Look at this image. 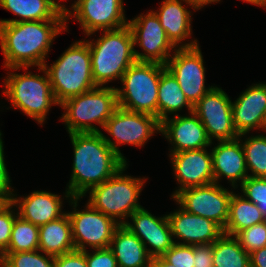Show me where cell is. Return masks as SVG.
I'll list each match as a JSON object with an SVG mask.
<instances>
[{"mask_svg":"<svg viewBox=\"0 0 266 267\" xmlns=\"http://www.w3.org/2000/svg\"><path fill=\"white\" fill-rule=\"evenodd\" d=\"M66 20H41L0 24V47L4 67L10 71L43 67L52 43Z\"/></svg>","mask_w":266,"mask_h":267,"instance_id":"6da1fadb","label":"cell"},{"mask_svg":"<svg viewBox=\"0 0 266 267\" xmlns=\"http://www.w3.org/2000/svg\"><path fill=\"white\" fill-rule=\"evenodd\" d=\"M73 146L72 174L65 196L84 197L113 176L126 162L105 142L102 132L69 134Z\"/></svg>","mask_w":266,"mask_h":267,"instance_id":"7a4b0ae2","label":"cell"},{"mask_svg":"<svg viewBox=\"0 0 266 267\" xmlns=\"http://www.w3.org/2000/svg\"><path fill=\"white\" fill-rule=\"evenodd\" d=\"M43 68L59 105L97 87L92 76L91 54L86 40L73 42L53 64L48 66L45 63Z\"/></svg>","mask_w":266,"mask_h":267,"instance_id":"3957f363","label":"cell"},{"mask_svg":"<svg viewBox=\"0 0 266 267\" xmlns=\"http://www.w3.org/2000/svg\"><path fill=\"white\" fill-rule=\"evenodd\" d=\"M96 41L86 40L91 54L92 76L96 86L121 80L126 70L136 61L130 27L102 31Z\"/></svg>","mask_w":266,"mask_h":267,"instance_id":"277c9868","label":"cell"},{"mask_svg":"<svg viewBox=\"0 0 266 267\" xmlns=\"http://www.w3.org/2000/svg\"><path fill=\"white\" fill-rule=\"evenodd\" d=\"M59 106L64 109L60 120L65 123L68 134L102 132L96 124L103 128L118 108L116 89L97 86L65 100Z\"/></svg>","mask_w":266,"mask_h":267,"instance_id":"5b68a950","label":"cell"},{"mask_svg":"<svg viewBox=\"0 0 266 267\" xmlns=\"http://www.w3.org/2000/svg\"><path fill=\"white\" fill-rule=\"evenodd\" d=\"M127 165L126 163L108 180L88 191V203L119 225L124 224L128 217L143 207L138 199L146 179L123 174Z\"/></svg>","mask_w":266,"mask_h":267,"instance_id":"8992f818","label":"cell"},{"mask_svg":"<svg viewBox=\"0 0 266 267\" xmlns=\"http://www.w3.org/2000/svg\"><path fill=\"white\" fill-rule=\"evenodd\" d=\"M165 65L135 61L121 78L122 87L115 88L118 107L158 118V86Z\"/></svg>","mask_w":266,"mask_h":267,"instance_id":"52a82bcc","label":"cell"},{"mask_svg":"<svg viewBox=\"0 0 266 267\" xmlns=\"http://www.w3.org/2000/svg\"><path fill=\"white\" fill-rule=\"evenodd\" d=\"M38 70L44 75L26 71L24 74L7 73L4 80V96L12 106L20 109L40 125L46 120L51 106L58 105L55 100L48 74L43 67Z\"/></svg>","mask_w":266,"mask_h":267,"instance_id":"ba28073f","label":"cell"},{"mask_svg":"<svg viewBox=\"0 0 266 267\" xmlns=\"http://www.w3.org/2000/svg\"><path fill=\"white\" fill-rule=\"evenodd\" d=\"M82 197H71L69 203L73 207L67 212L72 225V238L76 250L86 251L109 248L113 234L119 224L109 216L93 208L88 202L85 209L78 210V201ZM88 245V246H87Z\"/></svg>","mask_w":266,"mask_h":267,"instance_id":"9c48e42d","label":"cell"},{"mask_svg":"<svg viewBox=\"0 0 266 267\" xmlns=\"http://www.w3.org/2000/svg\"><path fill=\"white\" fill-rule=\"evenodd\" d=\"M103 129L114 139L103 134L105 142L126 163V157L121 153L119 145L143 147L156 132H161V122L158 118L144 113L132 112L118 107L107 120Z\"/></svg>","mask_w":266,"mask_h":267,"instance_id":"30bf717a","label":"cell"},{"mask_svg":"<svg viewBox=\"0 0 266 267\" xmlns=\"http://www.w3.org/2000/svg\"><path fill=\"white\" fill-rule=\"evenodd\" d=\"M128 26L133 35L136 61L166 65L171 57V51L173 52L177 48L168 39L166 31L161 26L160 20L154 11L149 10L144 15L141 13L128 20ZM137 44L144 53L135 49Z\"/></svg>","mask_w":266,"mask_h":267,"instance_id":"8fae6325","label":"cell"},{"mask_svg":"<svg viewBox=\"0 0 266 267\" xmlns=\"http://www.w3.org/2000/svg\"><path fill=\"white\" fill-rule=\"evenodd\" d=\"M232 194L233 191L212 183L183 189L172 199L186 212L210 219L224 230Z\"/></svg>","mask_w":266,"mask_h":267,"instance_id":"7c38bea8","label":"cell"},{"mask_svg":"<svg viewBox=\"0 0 266 267\" xmlns=\"http://www.w3.org/2000/svg\"><path fill=\"white\" fill-rule=\"evenodd\" d=\"M71 10L65 13L67 32V21L74 17L84 34L90 37L97 31L115 30L128 25L123 0H75Z\"/></svg>","mask_w":266,"mask_h":267,"instance_id":"4fadbf2b","label":"cell"},{"mask_svg":"<svg viewBox=\"0 0 266 267\" xmlns=\"http://www.w3.org/2000/svg\"><path fill=\"white\" fill-rule=\"evenodd\" d=\"M193 112L202 122L211 142L239 138L233 125L232 100L221 87L215 86L205 94L193 105Z\"/></svg>","mask_w":266,"mask_h":267,"instance_id":"5bb4252c","label":"cell"},{"mask_svg":"<svg viewBox=\"0 0 266 267\" xmlns=\"http://www.w3.org/2000/svg\"><path fill=\"white\" fill-rule=\"evenodd\" d=\"M188 101L195 105L215 86H205V67L199 45L177 48L166 63Z\"/></svg>","mask_w":266,"mask_h":267,"instance_id":"9a60e30c","label":"cell"},{"mask_svg":"<svg viewBox=\"0 0 266 267\" xmlns=\"http://www.w3.org/2000/svg\"><path fill=\"white\" fill-rule=\"evenodd\" d=\"M129 218L131 220H127L123 225L143 242L152 258L162 256L175 244L176 240L173 239L166 214L163 217H156L142 207ZM147 244L150 248H147Z\"/></svg>","mask_w":266,"mask_h":267,"instance_id":"2e32d148","label":"cell"},{"mask_svg":"<svg viewBox=\"0 0 266 267\" xmlns=\"http://www.w3.org/2000/svg\"><path fill=\"white\" fill-rule=\"evenodd\" d=\"M176 181L180 185L172 198L181 190L214 183L211 151L206 148L169 154Z\"/></svg>","mask_w":266,"mask_h":267,"instance_id":"e0dca14e","label":"cell"},{"mask_svg":"<svg viewBox=\"0 0 266 267\" xmlns=\"http://www.w3.org/2000/svg\"><path fill=\"white\" fill-rule=\"evenodd\" d=\"M188 114L190 116L178 114L161 122L160 133L173 146L170 154L211 147L213 144L198 116L194 112Z\"/></svg>","mask_w":266,"mask_h":267,"instance_id":"ac0fdd59","label":"cell"},{"mask_svg":"<svg viewBox=\"0 0 266 267\" xmlns=\"http://www.w3.org/2000/svg\"><path fill=\"white\" fill-rule=\"evenodd\" d=\"M233 125L243 137L253 129L266 132V83L249 86L232 102Z\"/></svg>","mask_w":266,"mask_h":267,"instance_id":"d6986e66","label":"cell"},{"mask_svg":"<svg viewBox=\"0 0 266 267\" xmlns=\"http://www.w3.org/2000/svg\"><path fill=\"white\" fill-rule=\"evenodd\" d=\"M175 243L183 245L213 244L223 234V229L214 221L179 209L167 214Z\"/></svg>","mask_w":266,"mask_h":267,"instance_id":"ffe728a7","label":"cell"},{"mask_svg":"<svg viewBox=\"0 0 266 267\" xmlns=\"http://www.w3.org/2000/svg\"><path fill=\"white\" fill-rule=\"evenodd\" d=\"M210 151L214 183L219 184L218 180L224 176L236 189L249 177L244 149L238 138L231 141H218Z\"/></svg>","mask_w":266,"mask_h":267,"instance_id":"44dd1931","label":"cell"},{"mask_svg":"<svg viewBox=\"0 0 266 267\" xmlns=\"http://www.w3.org/2000/svg\"><path fill=\"white\" fill-rule=\"evenodd\" d=\"M182 2L191 6L194 11L197 10L188 0H163L159 10L154 13L158 16L168 39L176 48H191L199 44L197 39L182 44L192 35V12L184 7Z\"/></svg>","mask_w":266,"mask_h":267,"instance_id":"7402d4cb","label":"cell"},{"mask_svg":"<svg viewBox=\"0 0 266 267\" xmlns=\"http://www.w3.org/2000/svg\"><path fill=\"white\" fill-rule=\"evenodd\" d=\"M11 202L18 216L40 227L63 216V201L60 195L48 191H34L25 197L13 193Z\"/></svg>","mask_w":266,"mask_h":267,"instance_id":"603a6c76","label":"cell"},{"mask_svg":"<svg viewBox=\"0 0 266 267\" xmlns=\"http://www.w3.org/2000/svg\"><path fill=\"white\" fill-rule=\"evenodd\" d=\"M109 248L118 267H150L152 257L143 242L123 224L116 228Z\"/></svg>","mask_w":266,"mask_h":267,"instance_id":"cb8c5ba5","label":"cell"},{"mask_svg":"<svg viewBox=\"0 0 266 267\" xmlns=\"http://www.w3.org/2000/svg\"><path fill=\"white\" fill-rule=\"evenodd\" d=\"M38 250L54 257L75 250L68 213L39 227Z\"/></svg>","mask_w":266,"mask_h":267,"instance_id":"d4e9b609","label":"cell"},{"mask_svg":"<svg viewBox=\"0 0 266 267\" xmlns=\"http://www.w3.org/2000/svg\"><path fill=\"white\" fill-rule=\"evenodd\" d=\"M0 6L21 18L0 19V24L41 20H66L65 14L49 0H0Z\"/></svg>","mask_w":266,"mask_h":267,"instance_id":"484cf974","label":"cell"},{"mask_svg":"<svg viewBox=\"0 0 266 267\" xmlns=\"http://www.w3.org/2000/svg\"><path fill=\"white\" fill-rule=\"evenodd\" d=\"M184 107L189 113L193 112V105L182 92L176 78L165 68L158 86V120L162 122L168 115H178Z\"/></svg>","mask_w":266,"mask_h":267,"instance_id":"4316f807","label":"cell"},{"mask_svg":"<svg viewBox=\"0 0 266 267\" xmlns=\"http://www.w3.org/2000/svg\"><path fill=\"white\" fill-rule=\"evenodd\" d=\"M258 206L236 192L232 194L229 204V216L223 232L236 236L240 231L265 221Z\"/></svg>","mask_w":266,"mask_h":267,"instance_id":"83f0119b","label":"cell"},{"mask_svg":"<svg viewBox=\"0 0 266 267\" xmlns=\"http://www.w3.org/2000/svg\"><path fill=\"white\" fill-rule=\"evenodd\" d=\"M214 267H250V254L235 236L223 234L213 243Z\"/></svg>","mask_w":266,"mask_h":267,"instance_id":"f1b7e54d","label":"cell"},{"mask_svg":"<svg viewBox=\"0 0 266 267\" xmlns=\"http://www.w3.org/2000/svg\"><path fill=\"white\" fill-rule=\"evenodd\" d=\"M39 247V227L17 216L10 243L4 252L36 251Z\"/></svg>","mask_w":266,"mask_h":267,"instance_id":"f546056e","label":"cell"},{"mask_svg":"<svg viewBox=\"0 0 266 267\" xmlns=\"http://www.w3.org/2000/svg\"><path fill=\"white\" fill-rule=\"evenodd\" d=\"M245 153L247 170H251L250 177L266 178V136L264 134L251 135L244 142L238 138Z\"/></svg>","mask_w":266,"mask_h":267,"instance_id":"4dcf8cb0","label":"cell"},{"mask_svg":"<svg viewBox=\"0 0 266 267\" xmlns=\"http://www.w3.org/2000/svg\"><path fill=\"white\" fill-rule=\"evenodd\" d=\"M55 257L40 250L3 252L0 267H54Z\"/></svg>","mask_w":266,"mask_h":267,"instance_id":"1f68e13d","label":"cell"},{"mask_svg":"<svg viewBox=\"0 0 266 267\" xmlns=\"http://www.w3.org/2000/svg\"><path fill=\"white\" fill-rule=\"evenodd\" d=\"M241 192L246 199L256 204L266 217V178L248 177L241 185Z\"/></svg>","mask_w":266,"mask_h":267,"instance_id":"d6a6232c","label":"cell"},{"mask_svg":"<svg viewBox=\"0 0 266 267\" xmlns=\"http://www.w3.org/2000/svg\"><path fill=\"white\" fill-rule=\"evenodd\" d=\"M235 237L249 254L266 247V221L240 231Z\"/></svg>","mask_w":266,"mask_h":267,"instance_id":"836d02e7","label":"cell"},{"mask_svg":"<svg viewBox=\"0 0 266 267\" xmlns=\"http://www.w3.org/2000/svg\"><path fill=\"white\" fill-rule=\"evenodd\" d=\"M13 208L15 205L11 201L0 207V255L8 248L14 221L18 216Z\"/></svg>","mask_w":266,"mask_h":267,"instance_id":"e575fe53","label":"cell"},{"mask_svg":"<svg viewBox=\"0 0 266 267\" xmlns=\"http://www.w3.org/2000/svg\"><path fill=\"white\" fill-rule=\"evenodd\" d=\"M162 257L176 267H194V245L175 243Z\"/></svg>","mask_w":266,"mask_h":267,"instance_id":"d590c367","label":"cell"},{"mask_svg":"<svg viewBox=\"0 0 266 267\" xmlns=\"http://www.w3.org/2000/svg\"><path fill=\"white\" fill-rule=\"evenodd\" d=\"M84 254L88 267H118L117 260L110 248L93 249V253L86 250Z\"/></svg>","mask_w":266,"mask_h":267,"instance_id":"8d00e7d4","label":"cell"},{"mask_svg":"<svg viewBox=\"0 0 266 267\" xmlns=\"http://www.w3.org/2000/svg\"><path fill=\"white\" fill-rule=\"evenodd\" d=\"M2 133L0 132V198L6 203L12 200L13 187H11V179L5 164L4 144Z\"/></svg>","mask_w":266,"mask_h":267,"instance_id":"74e56055","label":"cell"},{"mask_svg":"<svg viewBox=\"0 0 266 267\" xmlns=\"http://www.w3.org/2000/svg\"><path fill=\"white\" fill-rule=\"evenodd\" d=\"M54 267H88L84 251L73 250L55 256Z\"/></svg>","mask_w":266,"mask_h":267,"instance_id":"f35d334b","label":"cell"},{"mask_svg":"<svg viewBox=\"0 0 266 267\" xmlns=\"http://www.w3.org/2000/svg\"><path fill=\"white\" fill-rule=\"evenodd\" d=\"M194 267H214L213 244L194 245Z\"/></svg>","mask_w":266,"mask_h":267,"instance_id":"ab89813d","label":"cell"},{"mask_svg":"<svg viewBox=\"0 0 266 267\" xmlns=\"http://www.w3.org/2000/svg\"><path fill=\"white\" fill-rule=\"evenodd\" d=\"M250 267H266V247L250 253Z\"/></svg>","mask_w":266,"mask_h":267,"instance_id":"60d3db41","label":"cell"},{"mask_svg":"<svg viewBox=\"0 0 266 267\" xmlns=\"http://www.w3.org/2000/svg\"><path fill=\"white\" fill-rule=\"evenodd\" d=\"M150 267H176L168 263L162 256L152 258Z\"/></svg>","mask_w":266,"mask_h":267,"instance_id":"b9f144b4","label":"cell"},{"mask_svg":"<svg viewBox=\"0 0 266 267\" xmlns=\"http://www.w3.org/2000/svg\"><path fill=\"white\" fill-rule=\"evenodd\" d=\"M197 10L203 8L205 5L218 3L221 0H188Z\"/></svg>","mask_w":266,"mask_h":267,"instance_id":"7bdbcfd3","label":"cell"},{"mask_svg":"<svg viewBox=\"0 0 266 267\" xmlns=\"http://www.w3.org/2000/svg\"><path fill=\"white\" fill-rule=\"evenodd\" d=\"M242 1L253 4V5H257L260 7H264L266 9V0H242Z\"/></svg>","mask_w":266,"mask_h":267,"instance_id":"ee69618b","label":"cell"},{"mask_svg":"<svg viewBox=\"0 0 266 267\" xmlns=\"http://www.w3.org/2000/svg\"><path fill=\"white\" fill-rule=\"evenodd\" d=\"M49 1L52 2L64 14L70 9L66 8L64 4L59 3V1L57 2V0H49Z\"/></svg>","mask_w":266,"mask_h":267,"instance_id":"f6af8a7d","label":"cell"},{"mask_svg":"<svg viewBox=\"0 0 266 267\" xmlns=\"http://www.w3.org/2000/svg\"><path fill=\"white\" fill-rule=\"evenodd\" d=\"M5 204V202L0 198V207Z\"/></svg>","mask_w":266,"mask_h":267,"instance_id":"bcb514c9","label":"cell"}]
</instances>
